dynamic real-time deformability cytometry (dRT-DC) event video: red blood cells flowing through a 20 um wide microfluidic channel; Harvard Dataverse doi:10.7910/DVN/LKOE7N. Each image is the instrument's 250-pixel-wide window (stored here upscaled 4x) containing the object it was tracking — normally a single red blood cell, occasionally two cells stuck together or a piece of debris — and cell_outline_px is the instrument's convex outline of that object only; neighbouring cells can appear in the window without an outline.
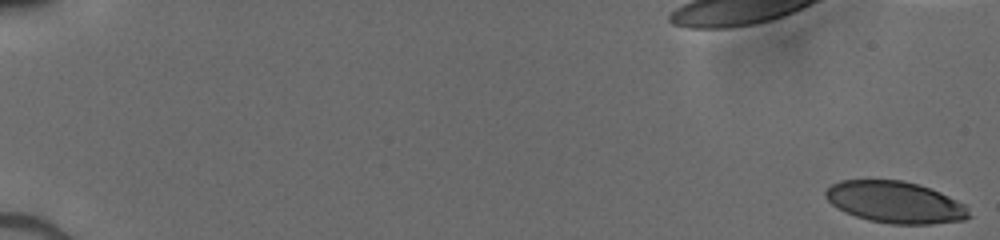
{"species": "human", "species_latin": "Homo sapiens", "temperature_condition": "cold", "stored_images_in_passage": 46, "camera_frame_rate_fps": 3000, "um_per_image_px": 0.085, "donor": {"sex": "male"}, "frame": {"image": 1, "passage_image": 1, "time_ms": 0.0, "image_size_px": [1000, 240], "cell_outline_px": [[972, 216], [964, 220], [928, 224], [892, 224], [868, 220], [844, 212], [832, 204], [824, 196], [824, 192], [832, 184], [840, 180], [904, 180], [940, 192], [964, 204], [968, 208]], "centroid_in_image_um": [76.09, 17.19], "position_along_channel_um": 8.9, "area_um2": 34.74}}
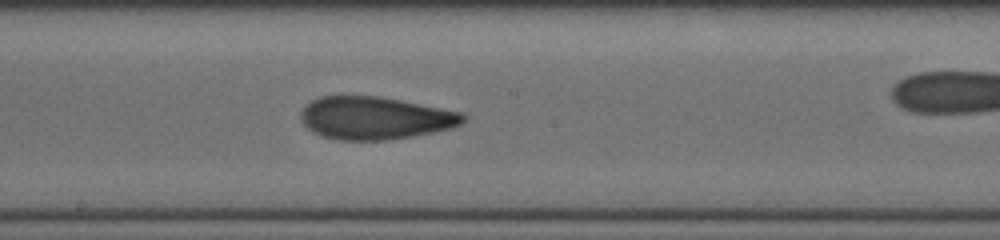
{"frame": {"image": 2, "passage_image": 31, "time_ms": 10.0, "image_size_px": [1000, 240], "cell_outline_px": [[468, 116], [460, 124], [452, 128], [412, 136], [388, 140], [340, 140], [324, 136], [312, 132], [300, 120], [300, 112], [312, 100], [320, 96], [380, 96], [460, 112]], "centroid_in_image_um": [31.86, 10.03], "position_along_channel_um": 216.3, "area_um2": 40.17}}
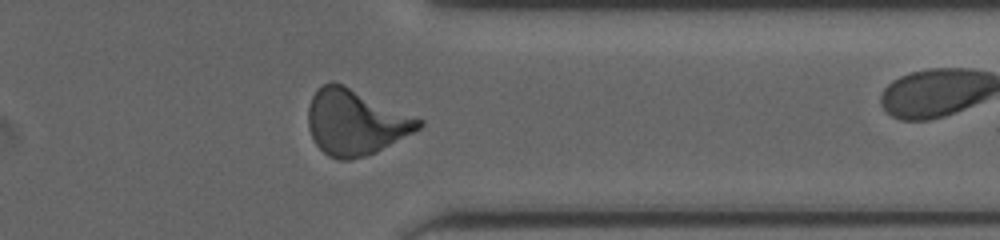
{"frame": {"image": 3, "passage_image": 43, "time_ms": 14.0, "image_size_px": [1000, 240], "cell_outline_px": [[424, 124], [420, 128], [376, 152], [364, 156], [348, 160], [336, 160], [328, 156], [316, 144], [308, 128], [308, 108], [312, 96], [316, 88], [332, 80], [344, 84], [424, 120]], "centroid_in_image_um": [30.19, 10.37], "position_along_channel_um": 381.2, "area_um2": 42.25}}